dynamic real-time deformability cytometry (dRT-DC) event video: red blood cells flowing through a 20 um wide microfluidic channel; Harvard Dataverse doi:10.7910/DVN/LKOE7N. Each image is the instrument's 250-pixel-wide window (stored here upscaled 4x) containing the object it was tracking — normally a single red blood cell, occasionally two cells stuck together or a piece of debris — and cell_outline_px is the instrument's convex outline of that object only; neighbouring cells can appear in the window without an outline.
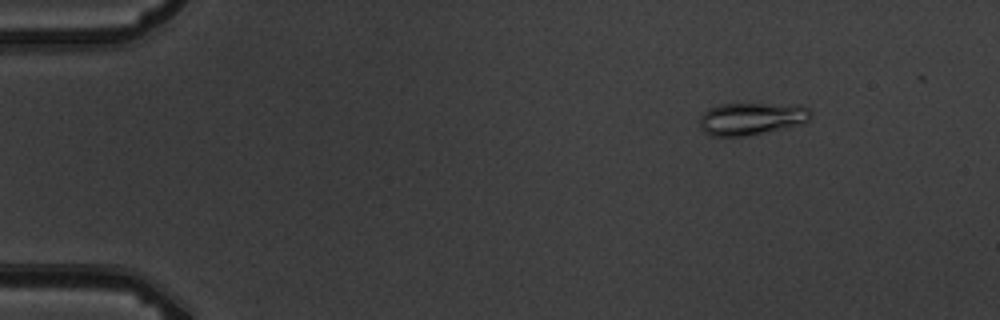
{"species": "common noctule bat (a hibernating species)", "species_latin": "Nyctalus noctula", "temperature_condition": "warm", "stored_images_in_passage": 4, "camera_frame_rate_fps": 3000, "um_per_image_px": 0.085, "animal": {"sex": "male", "body_mass_g": 19.5, "forearm_length_mm": 54.6}, "frame": {"image": 1, "passage_image": 1, "time_ms": 0.0, "image_size_px": [1000, 320], "cell_outline_px": [[812, 116], [804, 124], [744, 136], [712, 136], [704, 132], [700, 128], [700, 116], [704, 112], [720, 104], [764, 104], [808, 108], [812, 112]], "centroid_in_image_um": [63.84, 10.11], "position_along_channel_um": 21.2, "area_um2": 20.52}}
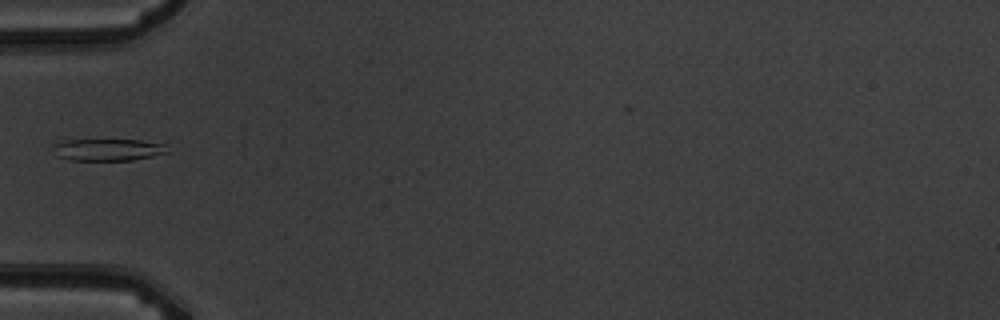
{"frame": {"image": 2, "passage_image": 4, "time_ms": 4.0, "image_size_px": [1000, 320], "cell_outline_px": [[168, 152], [152, 156], [132, 160], [72, 160], [56, 156], [56, 144], [68, 140], [140, 140], [164, 144]], "centroid_in_image_um": [9.22, 12.73], "position_along_channel_um": 75.8, "area_um2": 14.22}}